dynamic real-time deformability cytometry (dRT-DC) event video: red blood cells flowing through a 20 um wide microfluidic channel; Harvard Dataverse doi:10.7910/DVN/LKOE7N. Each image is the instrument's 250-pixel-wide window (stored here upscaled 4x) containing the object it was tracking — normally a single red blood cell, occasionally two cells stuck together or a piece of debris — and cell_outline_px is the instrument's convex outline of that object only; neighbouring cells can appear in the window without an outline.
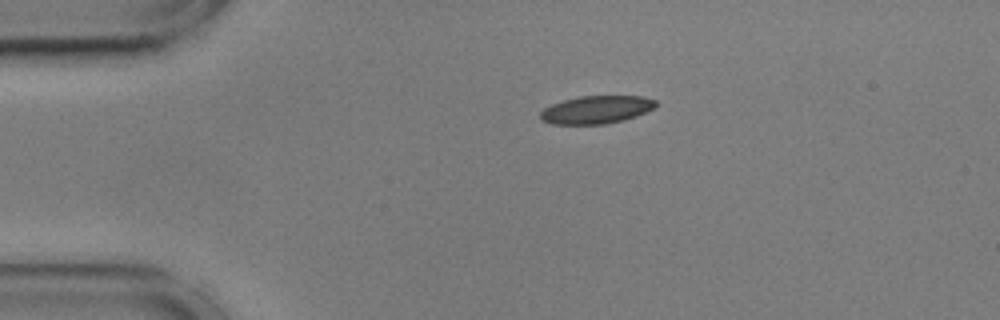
{"species": "common noctule bat (a hibernating species)", "species_latin": "Nyctalus noctula", "temperature_condition": "cold", "stored_images_in_passage": 45, "camera_frame_rate_fps": 3000, "um_per_image_px": 0.085, "animal": {"sex": "male", "body_mass_g": 17.9, "forearm_length_mm": 54.2}, "frame": {"image": 1, "passage_image": 1, "time_ms": 0.0, "image_size_px": [1000, 320], "cell_outline_px": [[656, 104], [652, 108], [636, 116], [624, 120], [604, 124], [552, 124], [540, 120], [540, 112], [544, 108], [552, 104], [564, 100], [580, 96], [644, 96], [656, 100]], "centroid_in_image_um": [50.66, 9.32], "position_along_channel_um": 34.3, "area_um2": 18.67}}
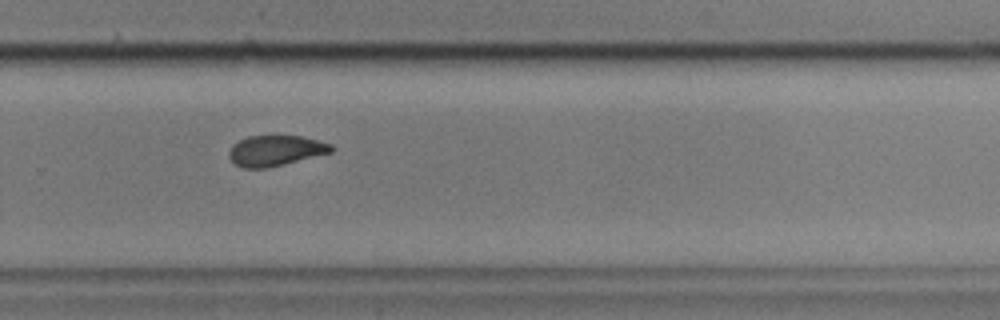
{"frame": {"image": 2, "passage_image": 27, "time_ms": 8.667, "image_size_px": [1000, 320], "cell_outline_px": [[336, 148], [332, 152], [268, 168], [244, 168], [236, 164], [228, 156], [228, 152], [232, 144], [248, 136], [300, 136], [332, 144]], "centroid_in_image_um": [23.42, 12.8], "position_along_channel_um": 306.4, "area_um2": 18.15}}
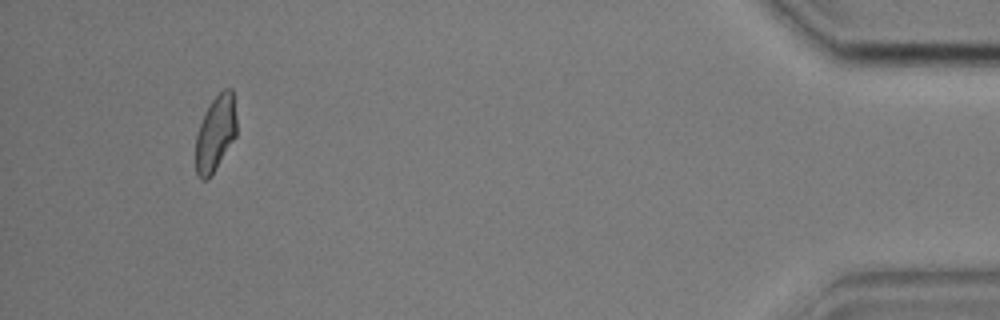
{"frame": {"image": 3, "passage_image": 42, "time_ms": 13.667, "image_size_px": [1000, 320], "cell_outline_px": [[236, 136], [212, 176], [208, 180], [200, 180], [196, 176], [196, 136], [200, 124], [208, 104], [224, 88], [232, 88], [236, 116]], "centroid_in_image_um": [18.31, 11.37], "position_along_channel_um": 416.9, "area_um2": 18.26}, "authors_computed_cell_mechanics": {"area_um2": 19.1896, "velocity_mm_per_s": 3.5834, "shape_relaxation_time_tau1_ms": 5.3008, "shape_relaxation_time_tau2_ms": 2.7153, "deformation_change_tau1": 0.1093, "deformation_change_tau2": 0.0674}}